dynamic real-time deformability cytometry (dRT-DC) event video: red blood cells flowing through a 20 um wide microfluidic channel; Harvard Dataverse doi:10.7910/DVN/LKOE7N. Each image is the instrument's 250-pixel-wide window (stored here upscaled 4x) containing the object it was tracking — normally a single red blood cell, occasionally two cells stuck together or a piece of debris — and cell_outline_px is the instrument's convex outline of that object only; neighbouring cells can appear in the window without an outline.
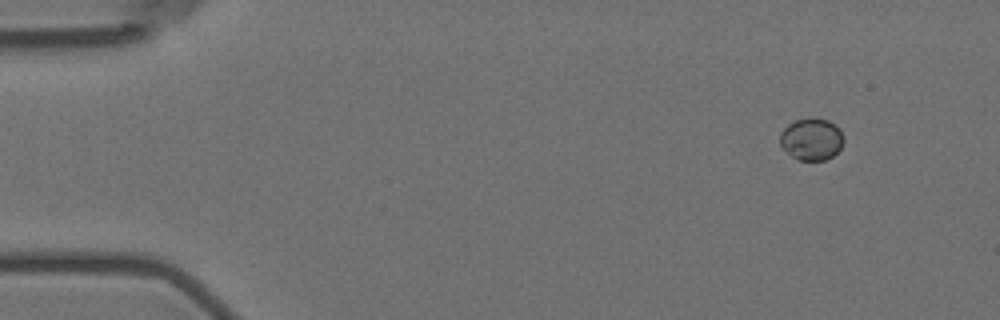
{"species": "Egyptian fruit bat (a non-hibernating species)", "species_latin": "Rousettus aegyptiacus", "temperature_condition": "room temperature", "stored_images_in_passage": 8, "camera_frame_rate_fps": 3000, "um_per_image_px": 0.085, "animal": {"sex": "female"}, "frame": {"image": 1, "passage_image": 1, "time_ms": 0.0, "image_size_px": [1000, 320], "cell_outline_px": [[844, 140], [840, 148], [832, 156], [824, 160], [800, 160], [792, 156], [780, 144], [780, 132], [788, 124], [796, 120], [812, 116], [828, 120], [840, 128], [844, 136]], "centroid_in_image_um": [68.99, 11.8], "position_along_channel_um": 16.0, "area_um2": 15.66}}
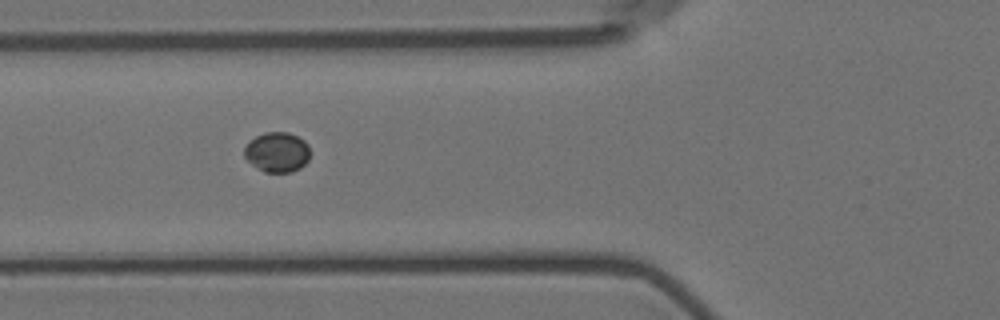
{"frame": {"image": 2, "passage_image": 5, "time_ms": 5.333, "image_size_px": [1000, 320], "cell_outline_px": [[308, 160], [300, 168], [292, 172], [264, 172], [252, 164], [244, 156], [244, 148], [248, 140], [264, 132], [288, 132], [304, 140], [308, 144]], "centroid_in_image_um": [23.53, 12.92], "position_along_channel_um": 102.3, "area_um2": 15.32}}
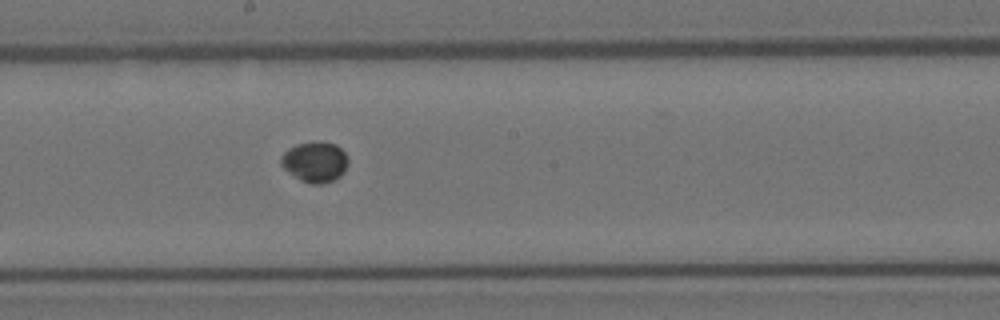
{"frame": {"image": 3, "passage_image": 8, "time_ms": 8.667, "image_size_px": [1000, 320], "cell_outline_px": [[348, 164], [344, 172], [340, 176], [332, 180], [320, 184], [312, 184], [300, 180], [288, 172], [280, 164], [280, 156], [288, 148], [296, 144], [312, 140], [320, 140], [336, 144], [344, 152], [348, 160]], "centroid_in_image_um": [26.75, 13.73], "position_along_channel_um": 221.4, "area_um2": 16.13}}